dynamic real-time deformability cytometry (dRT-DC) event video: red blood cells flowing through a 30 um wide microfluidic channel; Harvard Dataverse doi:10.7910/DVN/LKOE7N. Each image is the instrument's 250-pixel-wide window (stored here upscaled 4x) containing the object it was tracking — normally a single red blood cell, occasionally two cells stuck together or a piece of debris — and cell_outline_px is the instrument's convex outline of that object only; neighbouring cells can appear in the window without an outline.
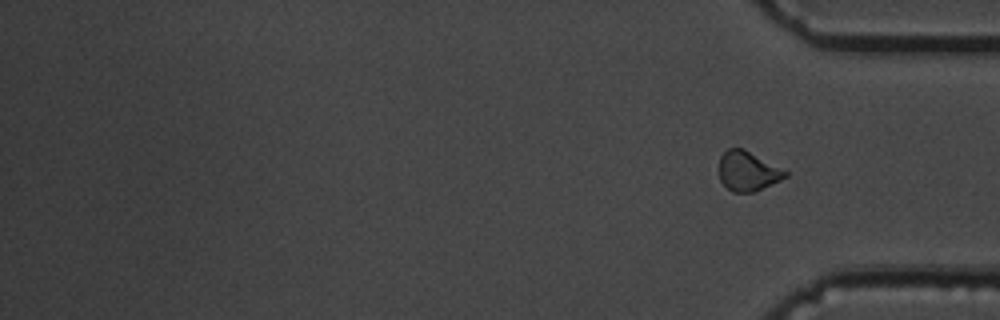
{"species": "common noctule bat (a hibernating species)", "species_latin": "Nyctalus noctula", "temperature_condition": "cold", "stored_images_in_passage": 13, "segment_of_instrument_passage": [2, 2], "camera_frame_rate_fps": 3000, "um_per_image_px": 0.085, "animal": {"sex": "male", "body_mass_g": 19.5, "forearm_length_mm": 54.6}, "frame": {"image": 1, "passage_image": 13, "time_ms": 4.0, "image_size_px": [1000, 320], "cell_outline_px": [[788, 176], [780, 180], [752, 192], [732, 192], [720, 180], [720, 156], [728, 148], [744, 148], [788, 172]], "centroid_in_image_um": [63.55, 14.53], "position_along_channel_um": 371.7, "area_um2": 15.03}}